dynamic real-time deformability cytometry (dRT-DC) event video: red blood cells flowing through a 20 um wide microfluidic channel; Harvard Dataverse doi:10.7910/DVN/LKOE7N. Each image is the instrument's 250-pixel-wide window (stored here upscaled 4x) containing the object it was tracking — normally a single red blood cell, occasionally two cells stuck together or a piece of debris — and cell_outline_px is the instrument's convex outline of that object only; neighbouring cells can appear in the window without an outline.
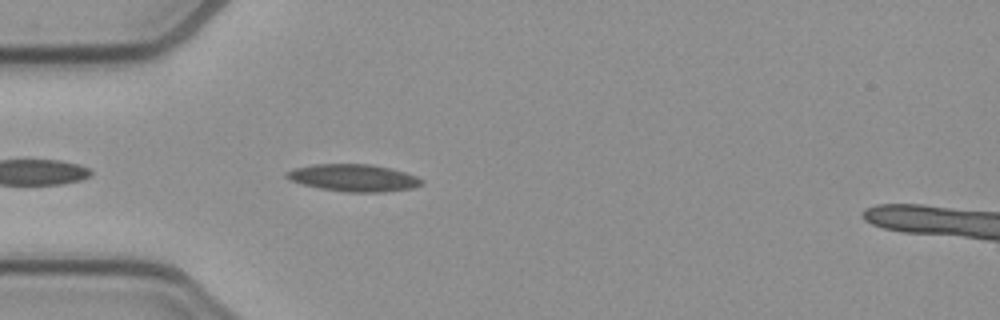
{"species": "common noctule bat (a hibernating species)", "species_latin": "Nyctalus noctula", "temperature_condition": "cold", "stored_images_in_passage": 16, "camera_frame_rate_fps": 3000, "um_per_image_px": 0.085, "animal": {"sex": "female", "body_mass_g": 21.9}, "frame": {"image": 1, "passage_image": 3, "time_ms": 0.667, "image_size_px": [1000, 320], "cell_outline_px": [[424, 184], [412, 188], [380, 192], [344, 192], [320, 188], [304, 184], [292, 180], [284, 176], [284, 172], [296, 168], [316, 164], [368, 164], [388, 168], [404, 172], [416, 176], [424, 180]], "centroid_in_image_um": [30.07, 15.12], "position_along_channel_um": 54.9, "area_um2": 21.15}}
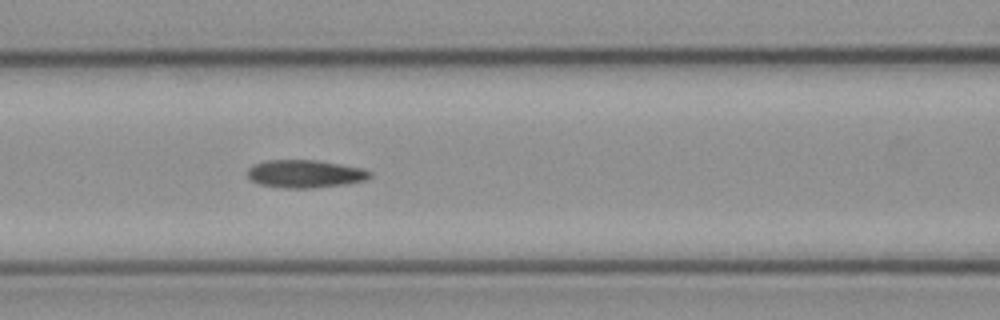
{"frame": {"image": 2, "passage_image": 10, "time_ms": 3.0, "image_size_px": [1000, 320], "cell_outline_px": [[372, 176], [364, 180], [348, 184], [312, 188], [280, 188], [260, 184], [252, 180], [248, 176], [248, 168], [252, 164], [264, 160], [316, 160], [360, 168], [372, 172]], "centroid_in_image_um": [25.9, 14.78], "position_along_channel_um": 140.7, "area_um2": 19.88}}
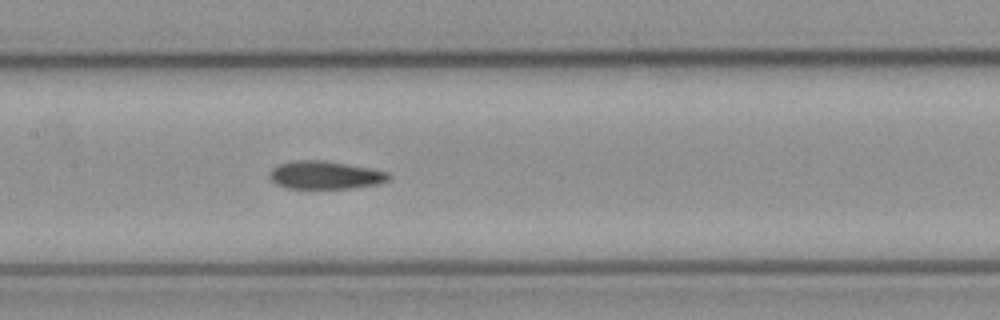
{"frame": {"image": 3, "passage_image": 13, "time_ms": 4.0, "image_size_px": [1000, 320], "cell_outline_px": [[392, 176], [388, 180], [380, 184], [348, 188], [284, 188], [276, 184], [268, 176], [272, 168], [280, 164], [292, 160], [324, 160], [348, 164], [388, 172]], "centroid_in_image_um": [27.63, 14.88], "position_along_channel_um": 179.8, "area_um2": 19.48}}